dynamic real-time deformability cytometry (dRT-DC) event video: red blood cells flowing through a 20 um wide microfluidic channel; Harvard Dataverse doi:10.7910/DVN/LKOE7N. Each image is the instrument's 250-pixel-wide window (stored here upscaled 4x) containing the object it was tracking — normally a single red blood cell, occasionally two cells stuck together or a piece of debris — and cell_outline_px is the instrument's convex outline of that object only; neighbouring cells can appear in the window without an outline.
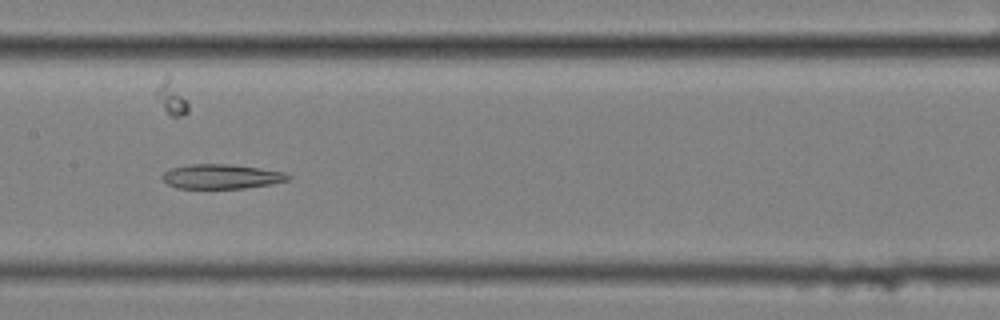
{"species": "common noctule bat (a hibernating species)", "species_latin": "Nyctalus noctula", "temperature_condition": "cold", "stored_images_in_passage": 53, "segment_of_instrument_passage": [2, 2], "camera_frame_rate_fps": 3000, "um_per_image_px": 0.085, "animal": {"sex": "female", "body_mass_g": 25.1}, "frame": {"image": 1, "passage_image": 24, "time_ms": 7.667, "image_size_px": [1000, 320], "cell_outline_px": [[292, 176], [288, 180], [272, 184], [244, 188], [176, 188], [168, 184], [160, 176], [164, 172], [172, 168], [192, 164], [228, 164], [284, 172]], "centroid_in_image_um": [18.81, 15.01], "position_along_channel_um": 188.6, "area_um2": 17.8}}
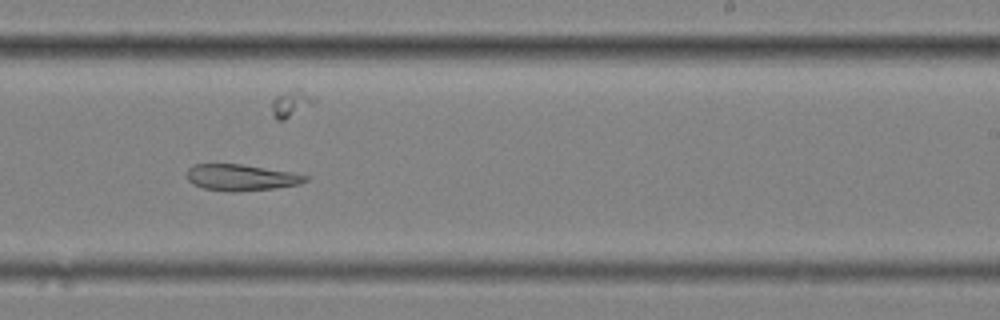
{"frame": {"image": 2, "passage_image": 31, "time_ms": 10.0, "image_size_px": [1000, 320], "cell_outline_px": [[308, 180], [300, 184], [276, 188], [236, 192], [228, 192], [204, 188], [192, 184], [188, 180], [188, 168], [196, 164], [240, 164], [292, 172], [308, 176]], "centroid_in_image_um": [20.51, 15.09], "position_along_channel_um": 268.5, "area_um2": 18.15}}
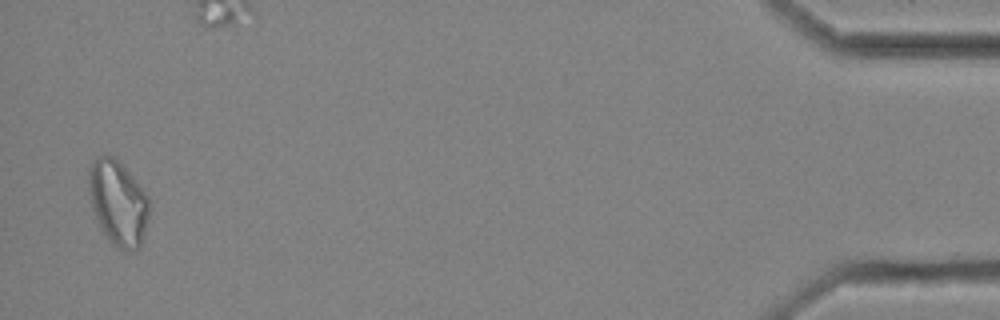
{"frame": {"image": 3, "passage_image": 52, "time_ms": 17.0, "image_size_px": [1000, 320], "cell_outline_px": [[148, 216], [140, 248], [136, 252], [132, 252], [120, 248], [112, 244], [108, 240], [100, 228], [96, 220], [92, 208], [88, 192], [88, 168], [100, 156], [116, 156], [148, 196]], "centroid_in_image_um": [10.01, 17.26], "position_along_channel_um": 425.2, "area_um2": 30.0}}